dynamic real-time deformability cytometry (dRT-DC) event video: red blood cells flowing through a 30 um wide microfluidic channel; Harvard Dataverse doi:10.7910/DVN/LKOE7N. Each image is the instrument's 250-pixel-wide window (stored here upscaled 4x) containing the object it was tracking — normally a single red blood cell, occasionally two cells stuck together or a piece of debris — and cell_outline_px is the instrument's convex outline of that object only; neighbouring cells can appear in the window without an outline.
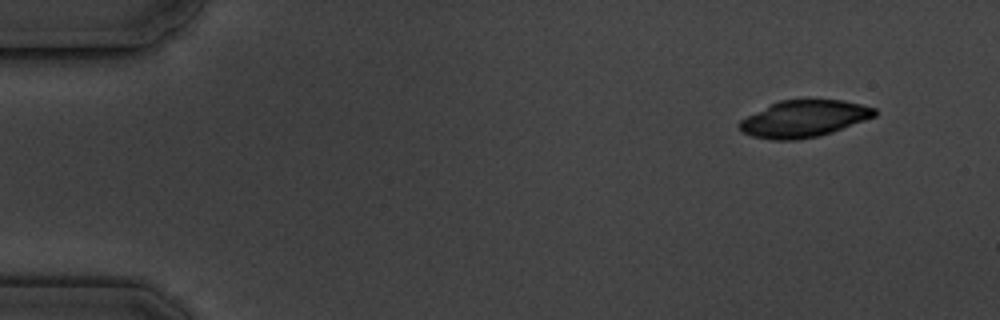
{"species": "common noctule bat (a hibernating species)", "species_latin": "Nyctalus noctula", "temperature_condition": "cold", "stored_images_in_passage": 10, "camera_frame_rate_fps": 3000, "um_per_image_px": 0.085, "animal": {"sex": "male", "body_mass_g": 19.5, "forearm_length_mm": 54.6}, "frame": {"image": 1, "passage_image": 1, "time_ms": 0.0, "image_size_px": [1000, 320], "cell_outline_px": [[876, 116], [832, 132], [820, 136], [796, 140], [772, 140], [752, 136], [744, 132], [736, 124], [740, 120], [780, 100], [844, 100], [876, 108]], "centroid_in_image_um": [68.35, 10.1], "position_along_channel_um": 16.7, "area_um2": 28.73}}